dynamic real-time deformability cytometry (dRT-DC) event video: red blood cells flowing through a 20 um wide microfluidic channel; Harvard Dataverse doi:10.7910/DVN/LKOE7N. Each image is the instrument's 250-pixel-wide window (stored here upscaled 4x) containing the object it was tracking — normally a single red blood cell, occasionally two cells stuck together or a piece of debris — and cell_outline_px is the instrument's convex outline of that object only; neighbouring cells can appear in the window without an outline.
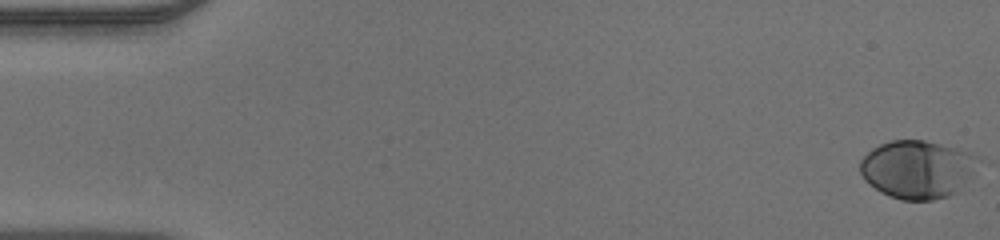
{"species": "human", "species_latin": "Homo sapiens", "temperature_condition": "warm", "stored_images_in_passage": 50, "camera_frame_rate_fps": 3000, "um_per_image_px": 0.085, "donor": {"sex": "male"}, "frame": {"image": 1, "passage_image": 1, "time_ms": 0.0, "image_size_px": [1000, 240], "cell_outline_px": [[980, 160], [972, 176], [960, 192], [948, 196], [932, 200], [900, 200], [888, 196], [880, 192], [868, 184], [864, 180], [860, 172], [860, 160], [872, 148], [880, 144], [892, 140], [924, 140], [956, 148], [968, 152], [976, 156]], "centroid_in_image_um": [77.98, 14.41], "position_along_channel_um": 7.0, "area_um2": 40.4}}
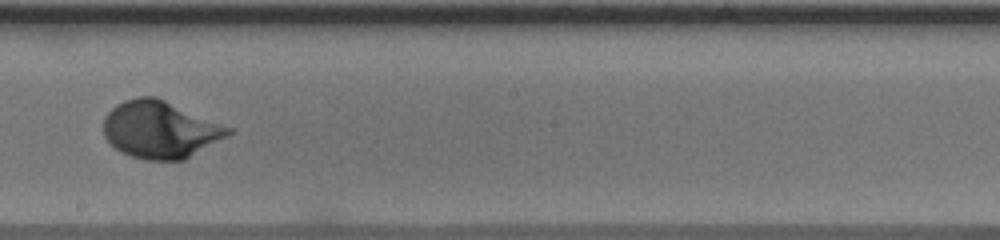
{"frame": {"image": 2, "passage_image": 29, "time_ms": 9.333, "image_size_px": [1000, 240], "cell_outline_px": [[236, 128], [232, 132], [184, 160], [144, 160], [120, 152], [104, 136], [104, 116], [116, 104], [124, 100], [136, 96], [156, 96]], "centroid_in_image_um": [13.63, 10.99], "position_along_channel_um": 234.6, "area_um2": 41.79}}
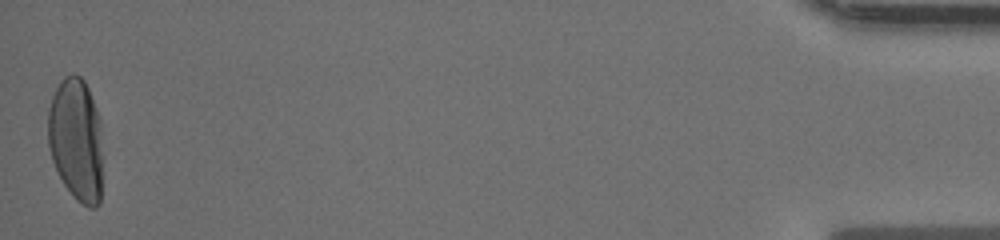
{"frame": {"image": 3, "passage_image": 50, "time_ms": 16.333, "image_size_px": [1000, 240], "cell_outline_px": [[104, 156], [100, 204], [96, 208], [88, 208], [76, 200], [72, 196], [64, 184], [52, 160], [48, 144], [48, 108], [52, 96], [60, 80], [64, 76], [72, 72], [80, 76], [84, 80], [88, 88], [100, 116]], "centroid_in_image_um": [6.52, 11.89], "position_along_channel_um": 428.7, "area_um2": 40.58}}